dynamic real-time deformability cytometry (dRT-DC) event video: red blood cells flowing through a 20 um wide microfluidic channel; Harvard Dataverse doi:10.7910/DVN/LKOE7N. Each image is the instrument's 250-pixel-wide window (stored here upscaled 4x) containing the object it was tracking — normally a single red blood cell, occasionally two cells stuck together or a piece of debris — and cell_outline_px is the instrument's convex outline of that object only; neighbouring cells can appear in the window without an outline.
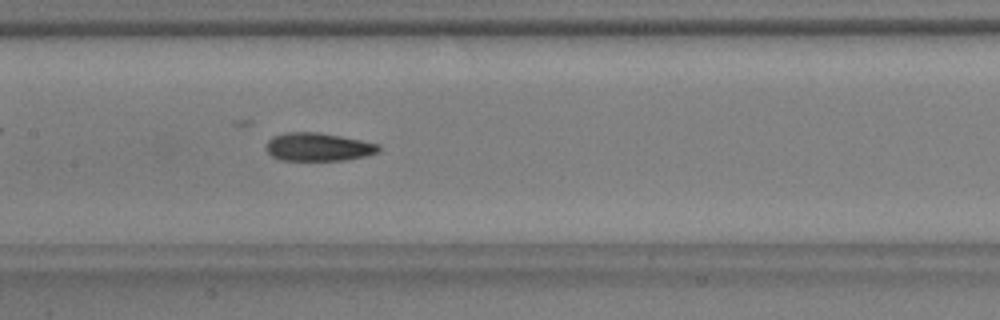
{"species": "common noctule bat (a hibernating species)", "species_latin": "Nyctalus noctula", "temperature_condition": "warm", "stored_images_in_passage": 47, "camera_frame_rate_fps": 3000, "um_per_image_px": 0.085, "animal": {"sex": "male", "body_mass_g": 17.9, "forearm_length_mm": 54.2}, "frame": {"image": 1, "passage_image": 27, "time_ms": 8.667, "image_size_px": [1000, 320], "cell_outline_px": [[380, 148], [376, 152], [364, 156], [344, 160], [280, 160], [272, 156], [264, 148], [268, 140], [272, 136], [288, 132], [316, 132], [340, 136], [380, 144]], "centroid_in_image_um": [26.99, 12.49], "position_along_channel_um": 180.4, "area_um2": 18.38}, "authors_computed_cell_mechanics": {"area_um2": 18.6116, "velocity_mm_per_s": 3.7633, "shape_relaxation_time_tau1_ms": 6.0837, "shape_relaxation_time_tau2_ms": 2.9853, "deformation_change_tau1": 0.1473, "deformation_change_tau2": 0.1024}}